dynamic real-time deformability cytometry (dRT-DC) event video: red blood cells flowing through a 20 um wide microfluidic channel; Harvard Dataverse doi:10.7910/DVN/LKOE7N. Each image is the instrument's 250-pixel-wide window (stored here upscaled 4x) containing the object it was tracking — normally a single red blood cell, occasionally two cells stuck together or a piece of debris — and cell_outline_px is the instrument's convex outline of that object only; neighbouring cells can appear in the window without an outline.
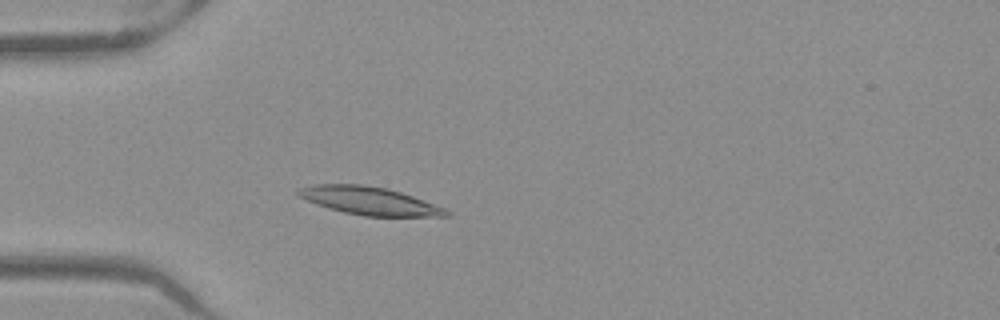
{"species": "Egyptian fruit bat (a non-hibernating species)", "species_latin": "Rousettus aegyptiacus", "temperature_condition": "warm", "stored_images_in_passage": 35, "camera_frame_rate_fps": 3000, "um_per_image_px": 0.085, "frame": {"image": 1, "passage_image": 8, "time_ms": 2.333, "image_size_px": [1000, 320], "cell_outline_px": [[452, 216], [364, 216], [344, 212], [328, 208], [316, 204], [300, 196], [296, 192], [300, 188], [316, 184], [360, 184], [388, 188], [412, 196], [444, 208], [452, 212]], "centroid_in_image_um": [31.42, 17.07], "position_along_channel_um": 53.6, "area_um2": 23.87}}
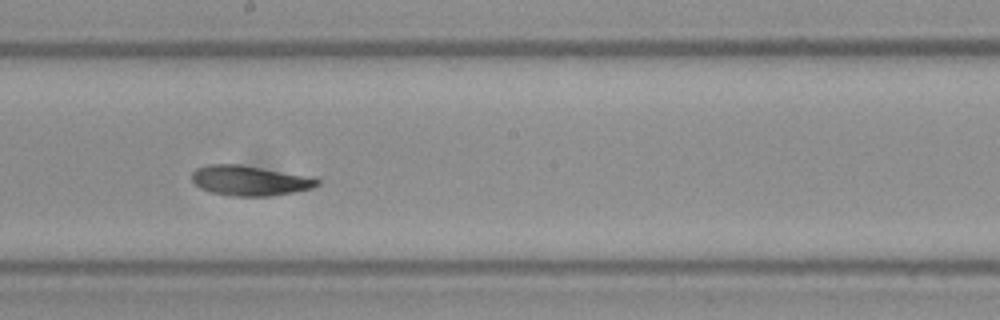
{"frame": {"image": 2, "passage_image": 22, "time_ms": 7.0, "image_size_px": [1000, 320], "cell_outline_px": [[320, 184], [312, 188], [292, 192], [268, 196], [228, 196], [212, 192], [200, 188], [192, 180], [192, 172], [196, 168], [208, 164], [240, 164], [316, 176], [320, 180]], "centroid_in_image_um": [21.28, 15.33], "position_along_channel_um": 226.9, "area_um2": 22.31}}
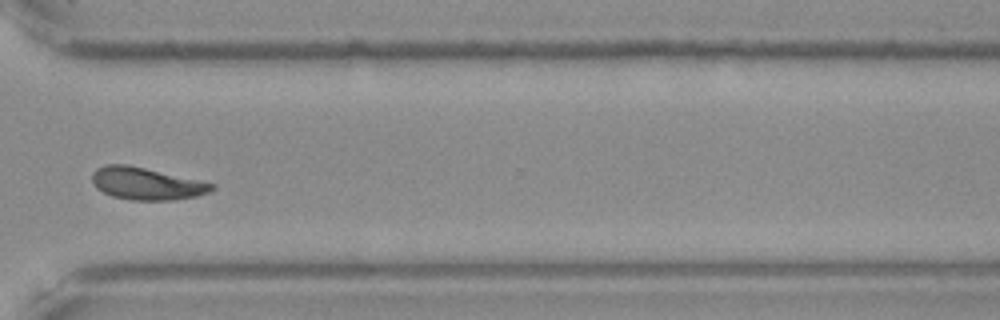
{"frame": {"image": 3, "passage_image": 32, "time_ms": 10.333, "image_size_px": [1000, 320], "cell_outline_px": [[216, 188], [208, 192], [196, 196], [172, 200], [132, 200], [112, 196], [96, 188], [92, 184], [92, 172], [96, 168], [104, 164], [128, 164], [216, 184]], "centroid_in_image_um": [12.41, 15.6], "position_along_channel_um": 358.2, "area_um2": 22.54}, "authors_computed_cell_mechanics": {"area_um2": 22.7732, "velocity_mm_per_s": 3.9265, "shape_relaxation_time_tau1_ms": 5.1773, "shape_relaxation_time_tau2_ms": 2.8206, "deformation_change_tau1": 0.1284, "deformation_change_tau2": 0.0773}}